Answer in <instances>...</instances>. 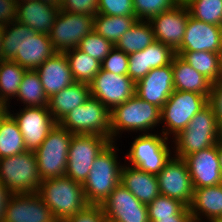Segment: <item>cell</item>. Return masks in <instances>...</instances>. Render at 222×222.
<instances>
[{
	"instance_id": "32",
	"label": "cell",
	"mask_w": 222,
	"mask_h": 222,
	"mask_svg": "<svg viewBox=\"0 0 222 222\" xmlns=\"http://www.w3.org/2000/svg\"><path fill=\"white\" fill-rule=\"evenodd\" d=\"M137 20L136 16H108L97 13L94 16L93 30L115 45Z\"/></svg>"
},
{
	"instance_id": "12",
	"label": "cell",
	"mask_w": 222,
	"mask_h": 222,
	"mask_svg": "<svg viewBox=\"0 0 222 222\" xmlns=\"http://www.w3.org/2000/svg\"><path fill=\"white\" fill-rule=\"evenodd\" d=\"M94 28V17L59 10L49 34L55 52L78 48L81 40Z\"/></svg>"
},
{
	"instance_id": "52",
	"label": "cell",
	"mask_w": 222,
	"mask_h": 222,
	"mask_svg": "<svg viewBox=\"0 0 222 222\" xmlns=\"http://www.w3.org/2000/svg\"><path fill=\"white\" fill-rule=\"evenodd\" d=\"M220 64H221V77H222V49L220 52Z\"/></svg>"
},
{
	"instance_id": "48",
	"label": "cell",
	"mask_w": 222,
	"mask_h": 222,
	"mask_svg": "<svg viewBox=\"0 0 222 222\" xmlns=\"http://www.w3.org/2000/svg\"><path fill=\"white\" fill-rule=\"evenodd\" d=\"M154 222H193L192 217H166Z\"/></svg>"
},
{
	"instance_id": "19",
	"label": "cell",
	"mask_w": 222,
	"mask_h": 222,
	"mask_svg": "<svg viewBox=\"0 0 222 222\" xmlns=\"http://www.w3.org/2000/svg\"><path fill=\"white\" fill-rule=\"evenodd\" d=\"M218 152L219 143L207 149L194 152L184 158L194 188L222 184Z\"/></svg>"
},
{
	"instance_id": "9",
	"label": "cell",
	"mask_w": 222,
	"mask_h": 222,
	"mask_svg": "<svg viewBox=\"0 0 222 222\" xmlns=\"http://www.w3.org/2000/svg\"><path fill=\"white\" fill-rule=\"evenodd\" d=\"M110 116V110L90 95L84 104L70 111L58 124L73 134H96L111 140Z\"/></svg>"
},
{
	"instance_id": "13",
	"label": "cell",
	"mask_w": 222,
	"mask_h": 222,
	"mask_svg": "<svg viewBox=\"0 0 222 222\" xmlns=\"http://www.w3.org/2000/svg\"><path fill=\"white\" fill-rule=\"evenodd\" d=\"M5 110L15 119L27 151H36L57 124L45 106L23 107L19 111L11 108Z\"/></svg>"
},
{
	"instance_id": "3",
	"label": "cell",
	"mask_w": 222,
	"mask_h": 222,
	"mask_svg": "<svg viewBox=\"0 0 222 222\" xmlns=\"http://www.w3.org/2000/svg\"><path fill=\"white\" fill-rule=\"evenodd\" d=\"M118 142H111L93 161L82 185L88 204L101 205L120 184L123 162L118 159Z\"/></svg>"
},
{
	"instance_id": "34",
	"label": "cell",
	"mask_w": 222,
	"mask_h": 222,
	"mask_svg": "<svg viewBox=\"0 0 222 222\" xmlns=\"http://www.w3.org/2000/svg\"><path fill=\"white\" fill-rule=\"evenodd\" d=\"M64 53L75 82L89 84L99 73L102 63L78 48L70 49Z\"/></svg>"
},
{
	"instance_id": "1",
	"label": "cell",
	"mask_w": 222,
	"mask_h": 222,
	"mask_svg": "<svg viewBox=\"0 0 222 222\" xmlns=\"http://www.w3.org/2000/svg\"><path fill=\"white\" fill-rule=\"evenodd\" d=\"M2 30L3 59L15 61L26 70H36L55 53L49 35L37 33L18 21Z\"/></svg>"
},
{
	"instance_id": "21",
	"label": "cell",
	"mask_w": 222,
	"mask_h": 222,
	"mask_svg": "<svg viewBox=\"0 0 222 222\" xmlns=\"http://www.w3.org/2000/svg\"><path fill=\"white\" fill-rule=\"evenodd\" d=\"M174 78L171 63L155 68L136 83L135 94L160 109L174 91Z\"/></svg>"
},
{
	"instance_id": "50",
	"label": "cell",
	"mask_w": 222,
	"mask_h": 222,
	"mask_svg": "<svg viewBox=\"0 0 222 222\" xmlns=\"http://www.w3.org/2000/svg\"><path fill=\"white\" fill-rule=\"evenodd\" d=\"M218 158H219V163H220L221 173H222V141L219 142Z\"/></svg>"
},
{
	"instance_id": "29",
	"label": "cell",
	"mask_w": 222,
	"mask_h": 222,
	"mask_svg": "<svg viewBox=\"0 0 222 222\" xmlns=\"http://www.w3.org/2000/svg\"><path fill=\"white\" fill-rule=\"evenodd\" d=\"M26 151L22 133L15 119L5 111L0 116V159Z\"/></svg>"
},
{
	"instance_id": "6",
	"label": "cell",
	"mask_w": 222,
	"mask_h": 222,
	"mask_svg": "<svg viewBox=\"0 0 222 222\" xmlns=\"http://www.w3.org/2000/svg\"><path fill=\"white\" fill-rule=\"evenodd\" d=\"M158 129L156 133L138 134L135 138L132 136L133 142L122 160L125 159L127 165L157 175L174 155L172 140L158 133Z\"/></svg>"
},
{
	"instance_id": "46",
	"label": "cell",
	"mask_w": 222,
	"mask_h": 222,
	"mask_svg": "<svg viewBox=\"0 0 222 222\" xmlns=\"http://www.w3.org/2000/svg\"><path fill=\"white\" fill-rule=\"evenodd\" d=\"M17 18L16 0H0V27L6 26Z\"/></svg>"
},
{
	"instance_id": "7",
	"label": "cell",
	"mask_w": 222,
	"mask_h": 222,
	"mask_svg": "<svg viewBox=\"0 0 222 222\" xmlns=\"http://www.w3.org/2000/svg\"><path fill=\"white\" fill-rule=\"evenodd\" d=\"M208 104V98L199 93L174 90L161 108V133L173 139L185 129L198 111ZM163 124V125H162Z\"/></svg>"
},
{
	"instance_id": "33",
	"label": "cell",
	"mask_w": 222,
	"mask_h": 222,
	"mask_svg": "<svg viewBox=\"0 0 222 222\" xmlns=\"http://www.w3.org/2000/svg\"><path fill=\"white\" fill-rule=\"evenodd\" d=\"M212 83L221 78L220 53L209 51L175 52Z\"/></svg>"
},
{
	"instance_id": "8",
	"label": "cell",
	"mask_w": 222,
	"mask_h": 222,
	"mask_svg": "<svg viewBox=\"0 0 222 222\" xmlns=\"http://www.w3.org/2000/svg\"><path fill=\"white\" fill-rule=\"evenodd\" d=\"M0 181L12 194L37 193L42 180L34 151L1 158Z\"/></svg>"
},
{
	"instance_id": "15",
	"label": "cell",
	"mask_w": 222,
	"mask_h": 222,
	"mask_svg": "<svg viewBox=\"0 0 222 222\" xmlns=\"http://www.w3.org/2000/svg\"><path fill=\"white\" fill-rule=\"evenodd\" d=\"M90 95L97 98L110 111L135 95L136 84L128 75L99 70L89 83Z\"/></svg>"
},
{
	"instance_id": "53",
	"label": "cell",
	"mask_w": 222,
	"mask_h": 222,
	"mask_svg": "<svg viewBox=\"0 0 222 222\" xmlns=\"http://www.w3.org/2000/svg\"><path fill=\"white\" fill-rule=\"evenodd\" d=\"M5 108H0V116L5 112Z\"/></svg>"
},
{
	"instance_id": "22",
	"label": "cell",
	"mask_w": 222,
	"mask_h": 222,
	"mask_svg": "<svg viewBox=\"0 0 222 222\" xmlns=\"http://www.w3.org/2000/svg\"><path fill=\"white\" fill-rule=\"evenodd\" d=\"M36 71L48 98L75 82L65 53L55 52Z\"/></svg>"
},
{
	"instance_id": "16",
	"label": "cell",
	"mask_w": 222,
	"mask_h": 222,
	"mask_svg": "<svg viewBox=\"0 0 222 222\" xmlns=\"http://www.w3.org/2000/svg\"><path fill=\"white\" fill-rule=\"evenodd\" d=\"M111 222H149L147 205L119 184L101 204Z\"/></svg>"
},
{
	"instance_id": "30",
	"label": "cell",
	"mask_w": 222,
	"mask_h": 222,
	"mask_svg": "<svg viewBox=\"0 0 222 222\" xmlns=\"http://www.w3.org/2000/svg\"><path fill=\"white\" fill-rule=\"evenodd\" d=\"M155 41L152 26L149 21L137 20L115 44V47L130 55L145 49Z\"/></svg>"
},
{
	"instance_id": "40",
	"label": "cell",
	"mask_w": 222,
	"mask_h": 222,
	"mask_svg": "<svg viewBox=\"0 0 222 222\" xmlns=\"http://www.w3.org/2000/svg\"><path fill=\"white\" fill-rule=\"evenodd\" d=\"M101 68L114 74L128 75L129 55L114 47L102 61Z\"/></svg>"
},
{
	"instance_id": "39",
	"label": "cell",
	"mask_w": 222,
	"mask_h": 222,
	"mask_svg": "<svg viewBox=\"0 0 222 222\" xmlns=\"http://www.w3.org/2000/svg\"><path fill=\"white\" fill-rule=\"evenodd\" d=\"M175 55V52L166 44L154 41L146 47L147 69L169 65Z\"/></svg>"
},
{
	"instance_id": "11",
	"label": "cell",
	"mask_w": 222,
	"mask_h": 222,
	"mask_svg": "<svg viewBox=\"0 0 222 222\" xmlns=\"http://www.w3.org/2000/svg\"><path fill=\"white\" fill-rule=\"evenodd\" d=\"M111 142L110 139L96 134H73L65 176L83 185L93 161Z\"/></svg>"
},
{
	"instance_id": "27",
	"label": "cell",
	"mask_w": 222,
	"mask_h": 222,
	"mask_svg": "<svg viewBox=\"0 0 222 222\" xmlns=\"http://www.w3.org/2000/svg\"><path fill=\"white\" fill-rule=\"evenodd\" d=\"M90 97L89 84L74 82L48 98V110L58 123L65 115Z\"/></svg>"
},
{
	"instance_id": "36",
	"label": "cell",
	"mask_w": 222,
	"mask_h": 222,
	"mask_svg": "<svg viewBox=\"0 0 222 222\" xmlns=\"http://www.w3.org/2000/svg\"><path fill=\"white\" fill-rule=\"evenodd\" d=\"M191 17L222 26V0H182Z\"/></svg>"
},
{
	"instance_id": "49",
	"label": "cell",
	"mask_w": 222,
	"mask_h": 222,
	"mask_svg": "<svg viewBox=\"0 0 222 222\" xmlns=\"http://www.w3.org/2000/svg\"><path fill=\"white\" fill-rule=\"evenodd\" d=\"M25 1H31V0H16V2H25ZM32 1H37V2H41V3H46L49 5H56L60 7V1L59 0H32Z\"/></svg>"
},
{
	"instance_id": "4",
	"label": "cell",
	"mask_w": 222,
	"mask_h": 222,
	"mask_svg": "<svg viewBox=\"0 0 222 222\" xmlns=\"http://www.w3.org/2000/svg\"><path fill=\"white\" fill-rule=\"evenodd\" d=\"M172 140L174 156L182 159L222 141V129L216 121L211 105L208 103L198 111L188 126Z\"/></svg>"
},
{
	"instance_id": "42",
	"label": "cell",
	"mask_w": 222,
	"mask_h": 222,
	"mask_svg": "<svg viewBox=\"0 0 222 222\" xmlns=\"http://www.w3.org/2000/svg\"><path fill=\"white\" fill-rule=\"evenodd\" d=\"M60 10L94 17L98 13V0H63Z\"/></svg>"
},
{
	"instance_id": "43",
	"label": "cell",
	"mask_w": 222,
	"mask_h": 222,
	"mask_svg": "<svg viewBox=\"0 0 222 222\" xmlns=\"http://www.w3.org/2000/svg\"><path fill=\"white\" fill-rule=\"evenodd\" d=\"M149 71L147 69L146 48L129 55L128 76L135 84L145 77Z\"/></svg>"
},
{
	"instance_id": "35",
	"label": "cell",
	"mask_w": 222,
	"mask_h": 222,
	"mask_svg": "<svg viewBox=\"0 0 222 222\" xmlns=\"http://www.w3.org/2000/svg\"><path fill=\"white\" fill-rule=\"evenodd\" d=\"M149 222L166 217H192L189 207L179 200L159 195L147 204Z\"/></svg>"
},
{
	"instance_id": "17",
	"label": "cell",
	"mask_w": 222,
	"mask_h": 222,
	"mask_svg": "<svg viewBox=\"0 0 222 222\" xmlns=\"http://www.w3.org/2000/svg\"><path fill=\"white\" fill-rule=\"evenodd\" d=\"M189 15L187 6L181 1L173 9L151 18L149 23L155 41L166 44L175 52L183 41Z\"/></svg>"
},
{
	"instance_id": "14",
	"label": "cell",
	"mask_w": 222,
	"mask_h": 222,
	"mask_svg": "<svg viewBox=\"0 0 222 222\" xmlns=\"http://www.w3.org/2000/svg\"><path fill=\"white\" fill-rule=\"evenodd\" d=\"M160 195L179 200L189 207L194 193L191 176L184 159L174 155L157 174Z\"/></svg>"
},
{
	"instance_id": "38",
	"label": "cell",
	"mask_w": 222,
	"mask_h": 222,
	"mask_svg": "<svg viewBox=\"0 0 222 222\" xmlns=\"http://www.w3.org/2000/svg\"><path fill=\"white\" fill-rule=\"evenodd\" d=\"M182 0H133L135 16L138 20L149 21L156 15L169 11Z\"/></svg>"
},
{
	"instance_id": "24",
	"label": "cell",
	"mask_w": 222,
	"mask_h": 222,
	"mask_svg": "<svg viewBox=\"0 0 222 222\" xmlns=\"http://www.w3.org/2000/svg\"><path fill=\"white\" fill-rule=\"evenodd\" d=\"M59 10V6L32 0L18 2L16 21L27 25L37 33L49 35Z\"/></svg>"
},
{
	"instance_id": "20",
	"label": "cell",
	"mask_w": 222,
	"mask_h": 222,
	"mask_svg": "<svg viewBox=\"0 0 222 222\" xmlns=\"http://www.w3.org/2000/svg\"><path fill=\"white\" fill-rule=\"evenodd\" d=\"M222 26L197 20L189 15L181 46L175 52L209 51L220 53Z\"/></svg>"
},
{
	"instance_id": "28",
	"label": "cell",
	"mask_w": 222,
	"mask_h": 222,
	"mask_svg": "<svg viewBox=\"0 0 222 222\" xmlns=\"http://www.w3.org/2000/svg\"><path fill=\"white\" fill-rule=\"evenodd\" d=\"M26 69L9 59L0 61V104L4 108L12 107Z\"/></svg>"
},
{
	"instance_id": "26",
	"label": "cell",
	"mask_w": 222,
	"mask_h": 222,
	"mask_svg": "<svg viewBox=\"0 0 222 222\" xmlns=\"http://www.w3.org/2000/svg\"><path fill=\"white\" fill-rule=\"evenodd\" d=\"M174 90L199 93L209 99L212 82L197 72L179 55L175 54L172 61Z\"/></svg>"
},
{
	"instance_id": "25",
	"label": "cell",
	"mask_w": 222,
	"mask_h": 222,
	"mask_svg": "<svg viewBox=\"0 0 222 222\" xmlns=\"http://www.w3.org/2000/svg\"><path fill=\"white\" fill-rule=\"evenodd\" d=\"M120 184L146 205L160 195L157 175L127 165L126 162L121 169Z\"/></svg>"
},
{
	"instance_id": "41",
	"label": "cell",
	"mask_w": 222,
	"mask_h": 222,
	"mask_svg": "<svg viewBox=\"0 0 222 222\" xmlns=\"http://www.w3.org/2000/svg\"><path fill=\"white\" fill-rule=\"evenodd\" d=\"M98 13L108 16H135L133 0H98Z\"/></svg>"
},
{
	"instance_id": "45",
	"label": "cell",
	"mask_w": 222,
	"mask_h": 222,
	"mask_svg": "<svg viewBox=\"0 0 222 222\" xmlns=\"http://www.w3.org/2000/svg\"><path fill=\"white\" fill-rule=\"evenodd\" d=\"M208 103L211 105L219 127L222 129V77L212 83Z\"/></svg>"
},
{
	"instance_id": "5",
	"label": "cell",
	"mask_w": 222,
	"mask_h": 222,
	"mask_svg": "<svg viewBox=\"0 0 222 222\" xmlns=\"http://www.w3.org/2000/svg\"><path fill=\"white\" fill-rule=\"evenodd\" d=\"M37 193L58 222H64L88 205L82 184L66 176L42 180Z\"/></svg>"
},
{
	"instance_id": "44",
	"label": "cell",
	"mask_w": 222,
	"mask_h": 222,
	"mask_svg": "<svg viewBox=\"0 0 222 222\" xmlns=\"http://www.w3.org/2000/svg\"><path fill=\"white\" fill-rule=\"evenodd\" d=\"M105 220L101 205L88 204L83 210L64 222H105Z\"/></svg>"
},
{
	"instance_id": "31",
	"label": "cell",
	"mask_w": 222,
	"mask_h": 222,
	"mask_svg": "<svg viewBox=\"0 0 222 222\" xmlns=\"http://www.w3.org/2000/svg\"><path fill=\"white\" fill-rule=\"evenodd\" d=\"M16 97L17 101L22 102L23 107L48 106V97L36 70L25 71Z\"/></svg>"
},
{
	"instance_id": "23",
	"label": "cell",
	"mask_w": 222,
	"mask_h": 222,
	"mask_svg": "<svg viewBox=\"0 0 222 222\" xmlns=\"http://www.w3.org/2000/svg\"><path fill=\"white\" fill-rule=\"evenodd\" d=\"M189 210L193 222H217L222 217V184L194 188Z\"/></svg>"
},
{
	"instance_id": "10",
	"label": "cell",
	"mask_w": 222,
	"mask_h": 222,
	"mask_svg": "<svg viewBox=\"0 0 222 222\" xmlns=\"http://www.w3.org/2000/svg\"><path fill=\"white\" fill-rule=\"evenodd\" d=\"M73 133L58 123L34 151L41 180L64 177Z\"/></svg>"
},
{
	"instance_id": "18",
	"label": "cell",
	"mask_w": 222,
	"mask_h": 222,
	"mask_svg": "<svg viewBox=\"0 0 222 222\" xmlns=\"http://www.w3.org/2000/svg\"><path fill=\"white\" fill-rule=\"evenodd\" d=\"M3 222H58L38 193L12 194Z\"/></svg>"
},
{
	"instance_id": "51",
	"label": "cell",
	"mask_w": 222,
	"mask_h": 222,
	"mask_svg": "<svg viewBox=\"0 0 222 222\" xmlns=\"http://www.w3.org/2000/svg\"><path fill=\"white\" fill-rule=\"evenodd\" d=\"M2 27H0V61L3 60V53H2Z\"/></svg>"
},
{
	"instance_id": "2",
	"label": "cell",
	"mask_w": 222,
	"mask_h": 222,
	"mask_svg": "<svg viewBox=\"0 0 222 222\" xmlns=\"http://www.w3.org/2000/svg\"><path fill=\"white\" fill-rule=\"evenodd\" d=\"M110 113L112 142L120 139L124 132L150 134L155 133V129L160 126L161 109L136 94L123 104L115 106Z\"/></svg>"
},
{
	"instance_id": "47",
	"label": "cell",
	"mask_w": 222,
	"mask_h": 222,
	"mask_svg": "<svg viewBox=\"0 0 222 222\" xmlns=\"http://www.w3.org/2000/svg\"><path fill=\"white\" fill-rule=\"evenodd\" d=\"M11 195L12 193L0 181V222L4 221L6 206Z\"/></svg>"
},
{
	"instance_id": "37",
	"label": "cell",
	"mask_w": 222,
	"mask_h": 222,
	"mask_svg": "<svg viewBox=\"0 0 222 222\" xmlns=\"http://www.w3.org/2000/svg\"><path fill=\"white\" fill-rule=\"evenodd\" d=\"M114 47L111 41L92 30L81 40L78 49L102 63Z\"/></svg>"
}]
</instances>
